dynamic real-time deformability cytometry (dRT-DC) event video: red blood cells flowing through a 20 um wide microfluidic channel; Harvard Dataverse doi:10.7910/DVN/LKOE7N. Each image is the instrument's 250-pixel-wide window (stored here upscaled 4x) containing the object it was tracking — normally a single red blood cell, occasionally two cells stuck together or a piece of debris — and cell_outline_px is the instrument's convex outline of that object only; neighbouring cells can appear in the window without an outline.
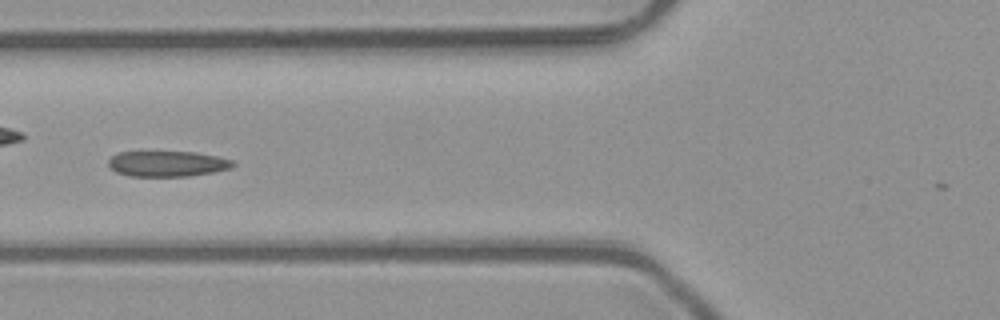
{"species": "common noctule bat (a hibernating species)", "species_latin": "Nyctalus noctula", "temperature_condition": "room temperature", "stored_images_in_passage": 6, "camera_frame_rate_fps": 3000, "um_per_image_px": 0.085, "animal": {"sex": "male", "body_mass_g": 23.1, "forearm_length_mm": 52.7}, "frame": {"image": 1, "passage_image": 5, "time_ms": 1.333, "image_size_px": [1000, 320], "cell_outline_px": [[236, 164], [232, 168], [212, 172], [188, 176], [132, 176], [116, 172], [108, 168], [108, 160], [112, 156], [120, 152], [196, 152], [216, 156], [232, 160]], "centroid_in_image_um": [14.21, 13.92], "position_along_channel_um": 111.6, "area_um2": 18.55}}
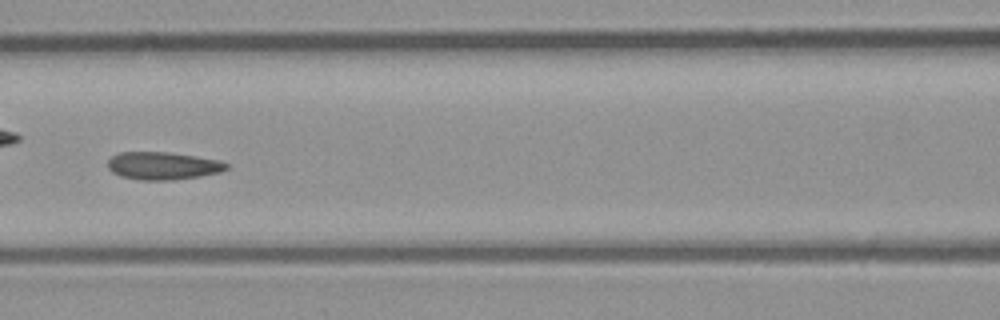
{"frame": {"image": 2, "passage_image": 6, "time_ms": 1.667, "image_size_px": [1000, 320], "cell_outline_px": [[228, 168], [220, 172], [200, 176], [172, 180], [140, 180], [120, 176], [112, 172], [108, 168], [108, 160], [112, 156], [120, 152], [168, 152], [216, 160], [228, 164]], "centroid_in_image_um": [13.8, 14.1], "position_along_channel_um": 152.8, "area_um2": 18.96}}